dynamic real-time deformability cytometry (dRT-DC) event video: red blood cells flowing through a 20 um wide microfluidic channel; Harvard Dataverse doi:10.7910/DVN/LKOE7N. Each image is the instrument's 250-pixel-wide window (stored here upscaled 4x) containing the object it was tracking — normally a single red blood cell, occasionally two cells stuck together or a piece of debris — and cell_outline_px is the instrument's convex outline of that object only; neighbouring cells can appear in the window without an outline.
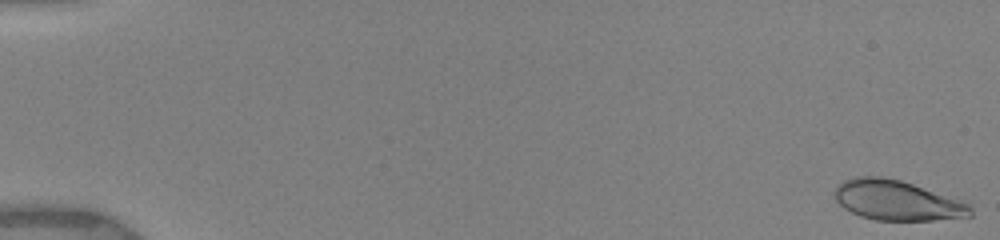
{"species": "human", "species_latin": "Homo sapiens", "temperature_condition": "warm", "stored_images_in_passage": 29, "camera_frame_rate_fps": 3000, "um_per_image_px": 0.085, "donor": {"sex": "female"}, "frame": {"image": 1, "passage_image": 1, "time_ms": 0.0, "image_size_px": [1000, 240], "cell_outline_px": [[972, 216], [932, 220], [876, 220], [860, 216], [844, 208], [836, 200], [832, 192], [836, 184], [844, 180], [856, 176], [884, 176], [900, 180], [912, 184], [968, 204], [972, 208]], "centroid_in_image_um": [76.15, 17.02], "position_along_channel_um": 8.8, "area_um2": 31.39}}
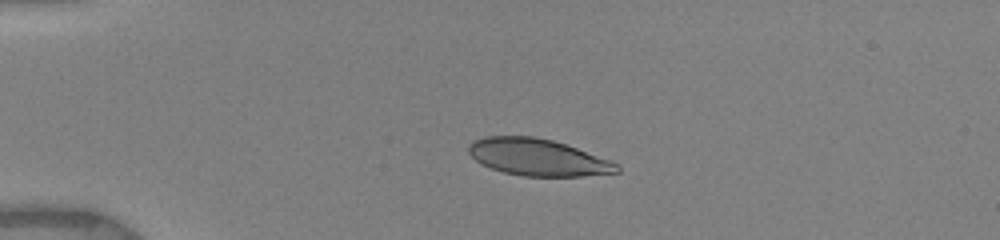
{"frame": {"image": 2, "passage_image": 13, "time_ms": 4.0, "image_size_px": [1000, 240], "cell_outline_px": [[620, 172], [580, 176], [524, 176], [504, 172], [480, 164], [468, 152], [468, 144], [472, 140], [484, 136], [532, 136], [552, 140], [612, 160], [620, 164]], "centroid_in_image_um": [45.71, 13.36], "position_along_channel_um": 39.3, "area_um2": 31.91}}
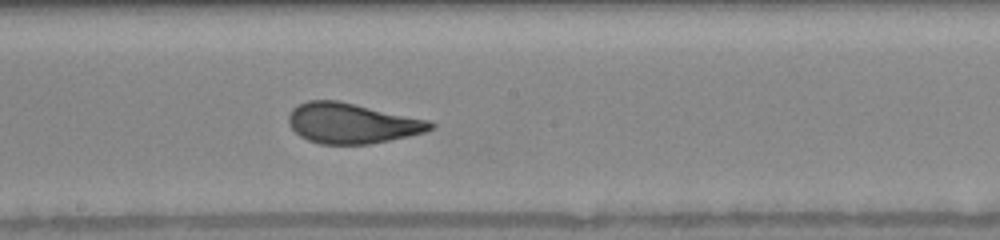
{"frame": {"image": 3, "passage_image": 29, "time_ms": 9.667, "image_size_px": [1000, 240], "cell_outline_px": [[436, 124], [432, 128], [424, 132], [408, 136], [368, 144], [320, 144], [308, 140], [300, 136], [288, 124], [288, 116], [292, 108], [308, 100], [336, 100], [432, 120]], "centroid_in_image_um": [29.92, 10.47], "position_along_channel_um": 218.3, "area_um2": 33.29}}